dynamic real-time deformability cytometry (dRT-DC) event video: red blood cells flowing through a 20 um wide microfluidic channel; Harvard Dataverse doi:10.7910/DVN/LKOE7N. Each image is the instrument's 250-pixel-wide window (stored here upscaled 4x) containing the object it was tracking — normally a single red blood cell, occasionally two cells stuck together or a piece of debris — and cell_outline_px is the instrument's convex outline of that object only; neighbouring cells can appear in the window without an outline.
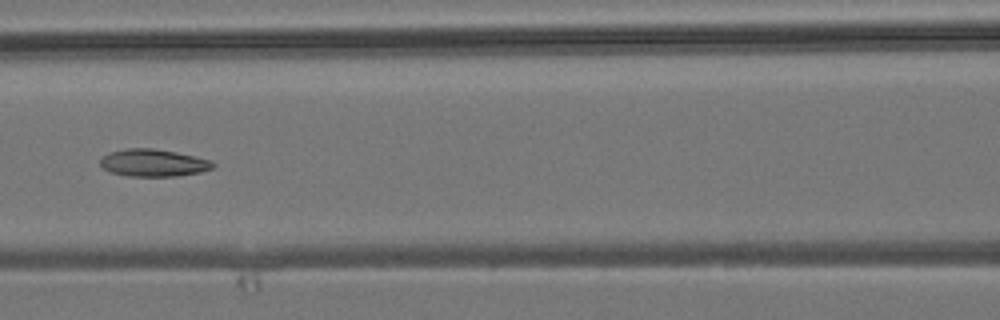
{"species": "common noctule bat (a hibernating species)", "species_latin": "Nyctalus noctula", "temperature_condition": "room temperature", "stored_images_in_passage": 8, "camera_frame_rate_fps": 3000, "um_per_image_px": 0.085, "animal": {"sex": "male", "body_mass_g": 19.2, "forearm_length_mm": 51.8}, "frame": {"image": 1, "passage_image": 7, "time_ms": 7.0, "image_size_px": [1000, 320], "cell_outline_px": [[216, 164], [212, 168], [200, 172], [176, 176], [128, 176], [112, 172], [104, 168], [100, 164], [100, 160], [104, 156], [112, 152], [128, 148], [152, 148], [176, 152], [212, 160]], "centroid_in_image_um": [13.07, 13.84], "position_along_channel_um": 153.5, "area_um2": 17.74}}
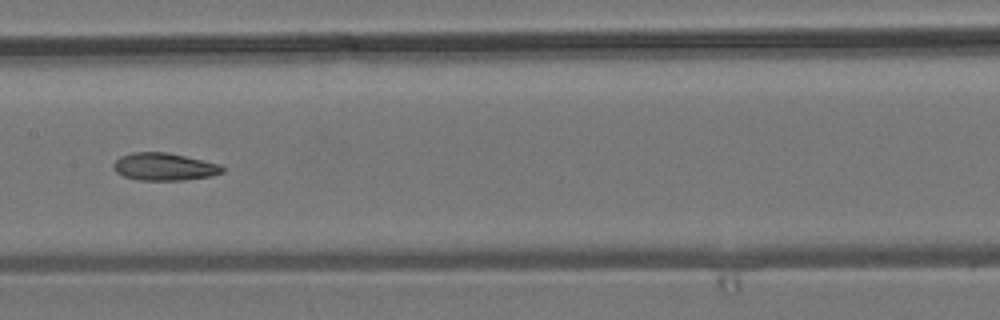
{"frame": {"image": 2, "passage_image": 8, "time_ms": 8.0, "image_size_px": [1000, 320], "cell_outline_px": [[224, 172], [212, 176], [184, 180], [140, 180], [124, 176], [116, 172], [112, 168], [112, 164], [120, 156], [132, 152], [164, 152], [184, 156], [220, 164], [224, 168]], "centroid_in_image_um": [13.95, 14.17], "position_along_channel_um": 193.5, "area_um2": 17.46}}